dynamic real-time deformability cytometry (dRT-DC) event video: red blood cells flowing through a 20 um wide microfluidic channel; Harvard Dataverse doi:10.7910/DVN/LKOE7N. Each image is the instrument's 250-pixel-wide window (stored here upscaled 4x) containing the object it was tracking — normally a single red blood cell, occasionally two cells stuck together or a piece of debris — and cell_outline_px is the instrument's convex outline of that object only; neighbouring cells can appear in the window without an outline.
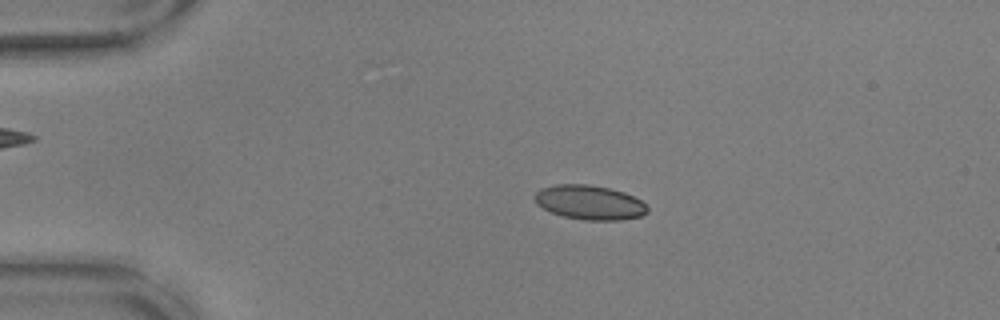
{"species": "common noctule bat (a hibernating species)", "species_latin": "Nyctalus noctula", "temperature_condition": "warm", "stored_images_in_passage": 45, "camera_frame_rate_fps": 3000, "um_per_image_px": 0.085, "animal": {"sex": "male", "body_mass_g": 17.9, "forearm_length_mm": 54.2}, "frame": {"image": 1, "passage_image": 9, "time_ms": 2.667, "image_size_px": [1000, 320], "cell_outline_px": [[648, 212], [640, 216], [620, 220], [584, 220], [564, 216], [552, 212], [536, 204], [532, 196], [540, 188], [556, 184], [588, 184], [612, 188], [624, 192], [640, 200], [648, 208]], "centroid_in_image_um": [50.08, 17.19], "position_along_channel_um": 34.9, "area_um2": 22.66}}
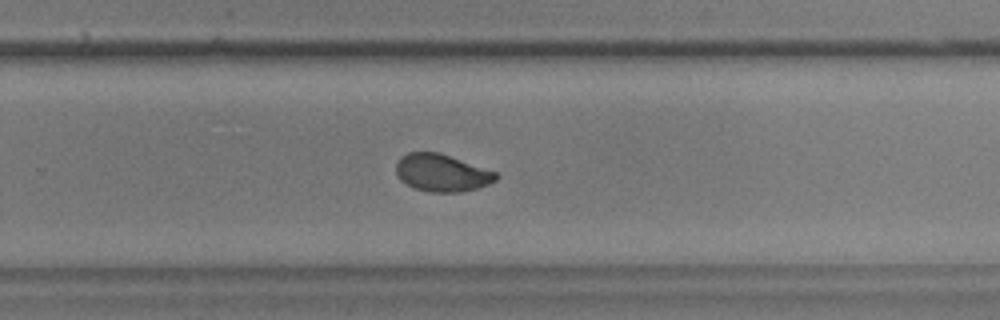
{"frame": {"image": 2, "passage_image": 34, "time_ms": 11.0, "image_size_px": [1000, 320], "cell_outline_px": [[500, 176], [496, 180], [488, 184], [476, 188], [460, 192], [432, 192], [416, 188], [400, 180], [396, 172], [396, 164], [400, 156], [408, 152], [436, 152], [496, 172]], "centroid_in_image_um": [37.53, 14.69], "position_along_channel_um": 292.3, "area_um2": 21.39}}
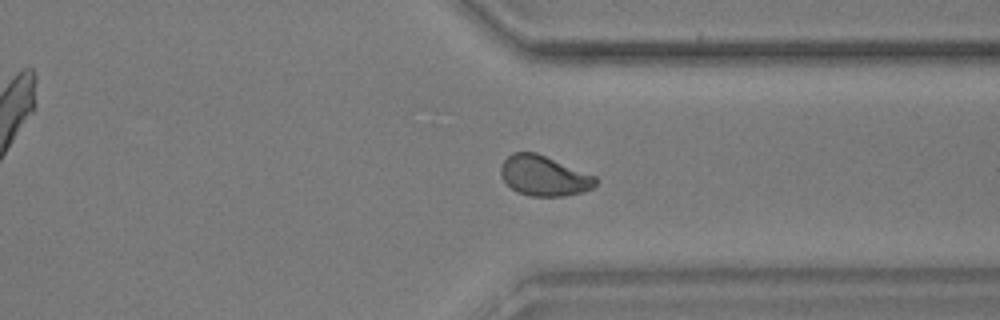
{"frame": {"image": 3, "passage_image": 40, "time_ms": 13.0, "image_size_px": [1000, 320], "cell_outline_px": [[596, 184], [592, 188], [584, 192], [564, 196], [528, 196], [516, 192], [500, 176], [500, 168], [504, 160], [512, 152], [536, 152], [596, 176]], "centroid_in_image_um": [46.22, 14.95], "position_along_channel_um": 365.2, "area_um2": 22.25}, "authors_computed_cell_mechanics": {"area_um2": 22.1374, "velocity_mm_per_s": 3.6265, "shape_relaxation_time_tau1_ms": 4.7601, "shape_relaxation_time_tau2_ms": 1.0493, "deformation_change_tau1": 0.1196, "deformation_change_tau2": 0.035}}